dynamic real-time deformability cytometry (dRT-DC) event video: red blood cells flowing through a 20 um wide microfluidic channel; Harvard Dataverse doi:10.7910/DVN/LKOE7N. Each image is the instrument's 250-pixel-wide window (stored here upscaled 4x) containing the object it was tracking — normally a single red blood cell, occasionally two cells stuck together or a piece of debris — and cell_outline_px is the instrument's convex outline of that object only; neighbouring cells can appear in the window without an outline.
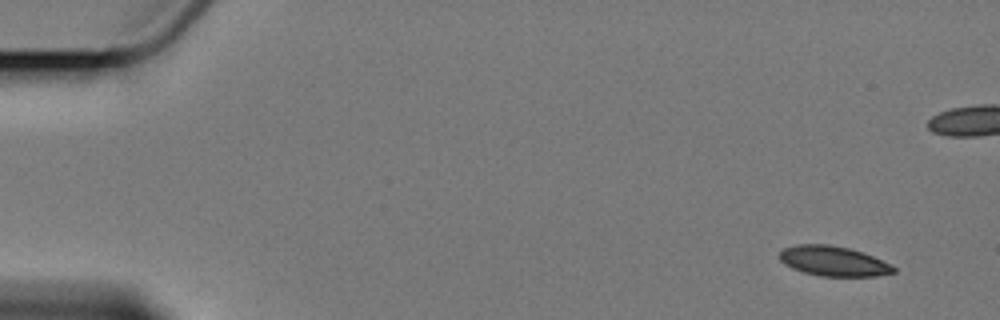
{"species": "Egyptian fruit bat (a non-hibernating species)", "species_latin": "Rousettus aegyptiacus", "temperature_condition": "cold", "stored_images_in_passage": 5, "camera_frame_rate_fps": 3000, "um_per_image_px": 0.085, "animal": {"sex": "female"}, "frame": {"image": 1, "passage_image": 1, "time_ms": 0.0, "image_size_px": [1000, 320], "cell_outline_px": [[896, 272], [876, 276], [820, 276], [804, 272], [792, 268], [784, 264], [780, 260], [780, 252], [784, 248], [796, 244], [832, 244], [864, 252], [896, 268]], "centroid_in_image_um": [70.82, 22.19], "position_along_channel_um": 14.2, "area_um2": 19.83}}